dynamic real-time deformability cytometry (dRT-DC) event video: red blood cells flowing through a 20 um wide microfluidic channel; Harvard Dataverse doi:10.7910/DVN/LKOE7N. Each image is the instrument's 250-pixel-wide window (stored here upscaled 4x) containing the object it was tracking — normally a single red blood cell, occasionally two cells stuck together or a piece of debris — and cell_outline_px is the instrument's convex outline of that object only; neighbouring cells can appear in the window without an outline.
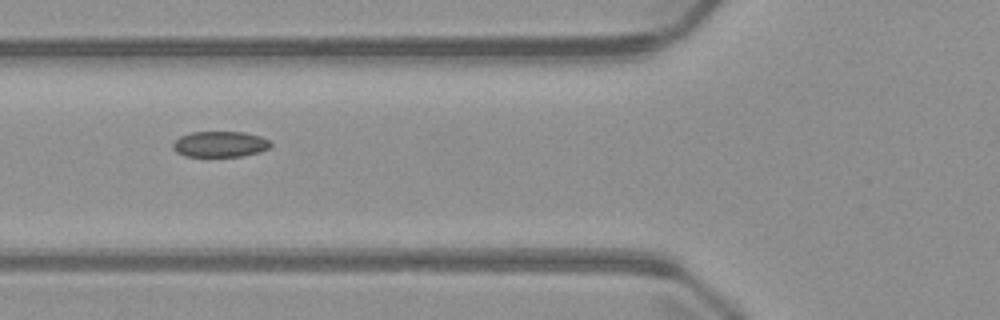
{"species": "common noctule bat (a hibernating species)", "species_latin": "Nyctalus noctula", "temperature_condition": "warm", "stored_images_in_passage": 6, "camera_frame_rate_fps": 3000, "um_per_image_px": 0.085, "animal": {"sex": "male", "body_mass_g": 23.1, "forearm_length_mm": 52.7}, "frame": {"image": 1, "passage_image": 4, "time_ms": 4.667, "image_size_px": [1000, 320], "cell_outline_px": [[272, 144], [268, 148], [260, 152], [240, 156], [184, 156], [176, 152], [172, 148], [172, 144], [180, 136], [192, 132], [244, 132], [260, 136], [268, 140]], "centroid_in_image_um": [18.68, 12.25], "position_along_channel_um": 107.1, "area_um2": 14.62}}
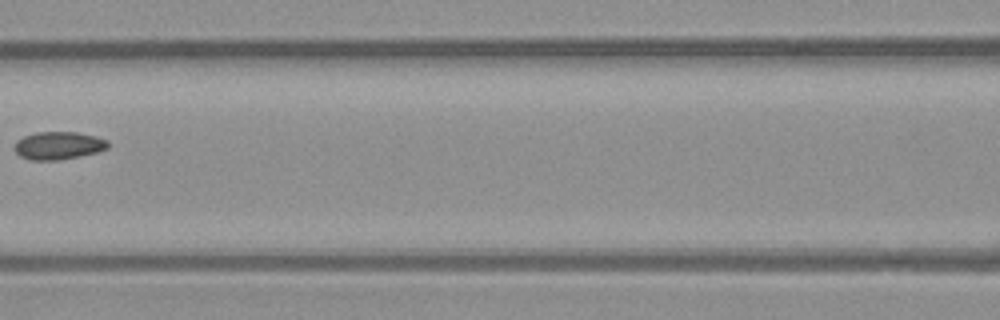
{"frame": {"image": 2, "passage_image": 5, "time_ms": 6.0, "image_size_px": [1000, 320], "cell_outline_px": [[108, 148], [96, 152], [80, 156], [60, 160], [28, 160], [20, 156], [12, 148], [16, 140], [24, 136], [36, 132], [76, 132], [96, 136], [108, 140]], "centroid_in_image_um": [4.93, 12.37], "position_along_channel_um": 161.7, "area_um2": 15.32}}
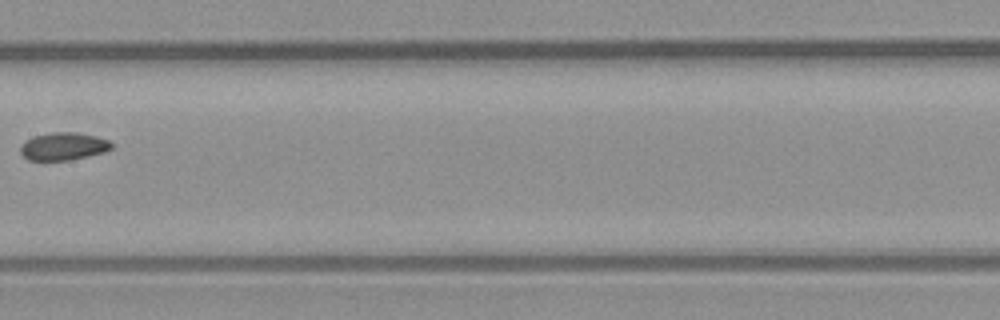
{"frame": {"image": 3, "passage_image": 6, "time_ms": 7.0, "image_size_px": [1000, 320], "cell_outline_px": [[112, 148], [104, 152], [88, 156], [68, 160], [28, 160], [20, 152], [20, 148], [28, 140], [36, 136], [52, 132], [76, 132], [96, 136], [108, 140], [112, 144]], "centroid_in_image_um": [5.42, 12.44], "position_along_channel_um": 202.0, "area_um2": 14.45}}